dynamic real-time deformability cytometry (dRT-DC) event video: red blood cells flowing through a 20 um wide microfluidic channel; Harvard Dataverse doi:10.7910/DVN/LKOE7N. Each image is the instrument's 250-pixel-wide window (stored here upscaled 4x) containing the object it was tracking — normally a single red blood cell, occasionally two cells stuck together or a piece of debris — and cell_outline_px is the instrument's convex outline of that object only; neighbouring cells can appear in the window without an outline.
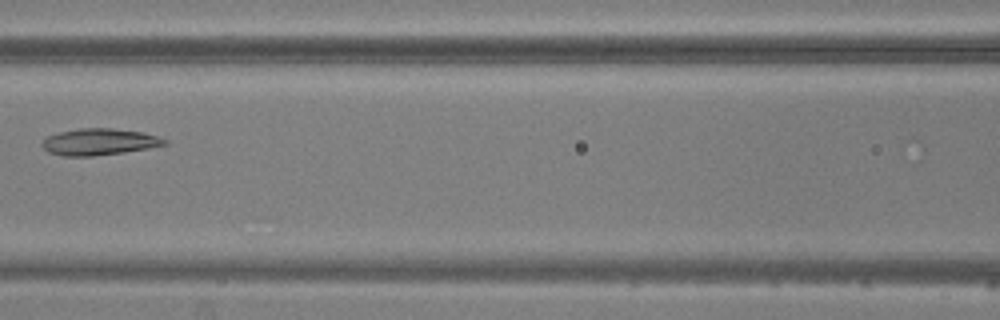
{"species": "common noctule bat (a hibernating species)", "species_latin": "Nyctalus noctula", "temperature_condition": "warm", "stored_images_in_passage": 7, "camera_frame_rate_fps": 3000, "um_per_image_px": 0.085, "animal": {"sex": "male", "body_mass_g": 20.5, "forearm_length_mm": 52.5}, "frame": {"image": 1, "passage_image": 6, "time_ms": 7.333, "image_size_px": [1000, 320], "cell_outline_px": [[168, 144], [148, 148], [124, 152], [92, 156], [64, 156], [48, 152], [40, 144], [48, 136], [60, 132], [80, 128], [112, 128], [140, 132], [156, 136], [168, 140]], "centroid_in_image_um": [8.43, 12.06], "position_along_channel_um": 158.2, "area_um2": 18.79}}
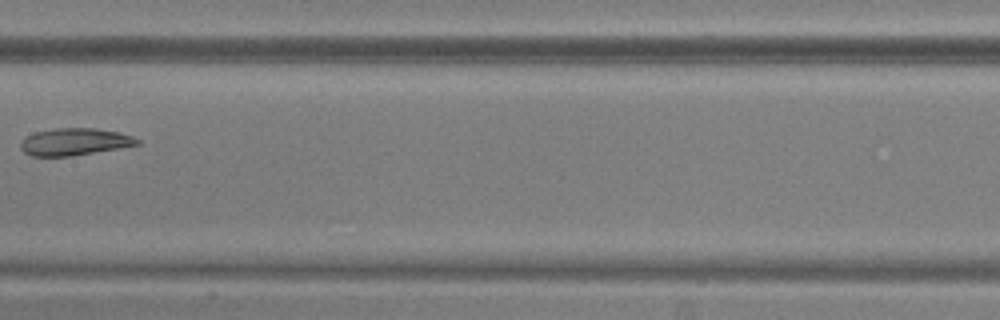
{"frame": {"image": 2, "passage_image": 7, "time_ms": 8.333, "image_size_px": [1000, 320], "cell_outline_px": [[140, 144], [68, 156], [32, 156], [24, 152], [20, 148], [20, 144], [28, 136], [36, 132], [56, 128], [96, 128], [120, 132], [132, 136], [140, 140]], "centroid_in_image_um": [6.34, 12.04], "position_along_channel_um": 201.1, "area_um2": 18.09}}